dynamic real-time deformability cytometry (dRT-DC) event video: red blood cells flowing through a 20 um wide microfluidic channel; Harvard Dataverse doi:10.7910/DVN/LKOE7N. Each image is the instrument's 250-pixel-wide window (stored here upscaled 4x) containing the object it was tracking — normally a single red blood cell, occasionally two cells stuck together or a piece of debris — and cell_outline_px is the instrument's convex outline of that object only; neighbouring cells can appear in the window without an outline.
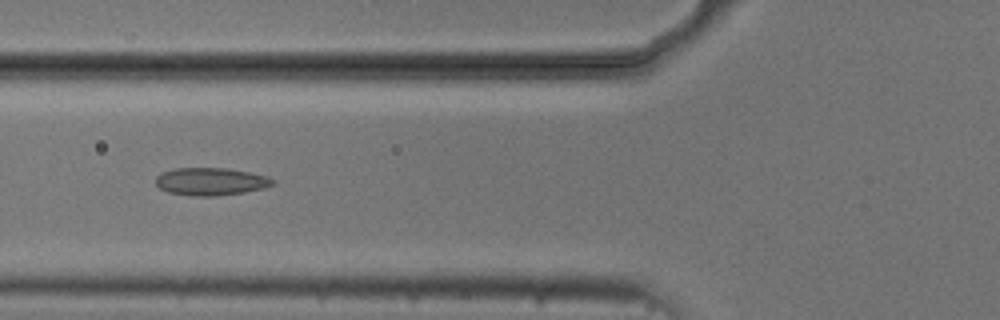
{"species": "common noctule bat (a hibernating species)", "species_latin": "Nyctalus noctula", "temperature_condition": "cold", "stored_images_in_passage": 7, "camera_frame_rate_fps": 3000, "um_per_image_px": 0.085, "animal": {"sex": "male", "body_mass_g": 20.5, "forearm_length_mm": 52.5}, "frame": {"image": 1, "passage_image": 5, "time_ms": 5.333, "image_size_px": [1000, 320], "cell_outline_px": [[276, 184], [264, 188], [244, 192], [216, 196], [192, 196], [168, 192], [160, 188], [156, 184], [156, 176], [164, 172], [176, 168], [228, 168], [268, 176], [276, 180]], "centroid_in_image_um": [17.96, 15.43], "position_along_channel_um": 107.8, "area_um2": 18.9}}
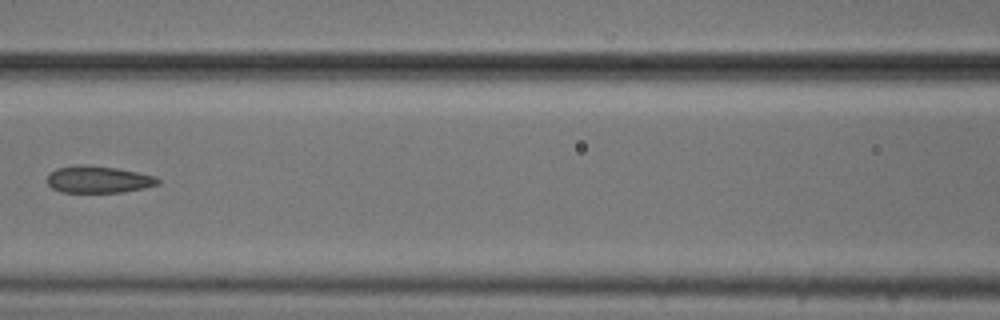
{"frame": {"image": 2, "passage_image": 6, "time_ms": 6.667, "image_size_px": [1000, 320], "cell_outline_px": [[160, 184], [144, 188], [124, 192], [60, 192], [52, 188], [48, 184], [48, 172], [56, 168], [80, 164], [88, 164], [116, 168], [156, 176], [160, 180]], "centroid_in_image_um": [8.35, 15.25], "position_along_channel_um": 158.2, "area_um2": 17.57}}
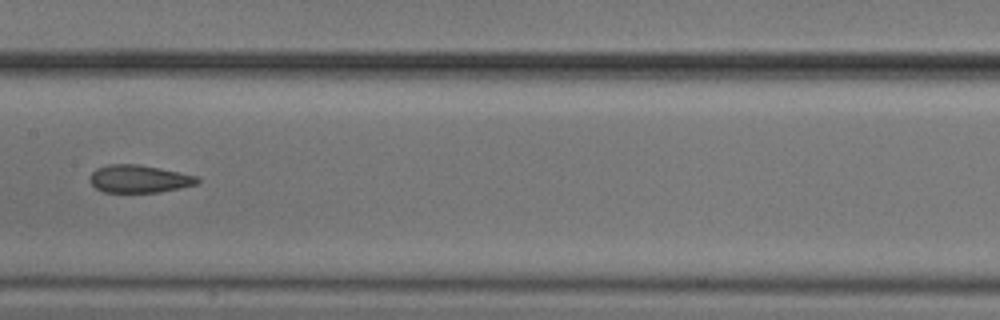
{"frame": {"image": 3, "passage_image": 7, "time_ms": 7.667, "image_size_px": [1000, 320], "cell_outline_px": [[200, 180], [196, 184], [180, 188], [160, 192], [104, 192], [96, 188], [88, 180], [92, 172], [96, 168], [108, 164], [140, 164], [200, 176]], "centroid_in_image_um": [11.83, 15.19], "position_along_channel_um": 195.6, "area_um2": 17.51}}